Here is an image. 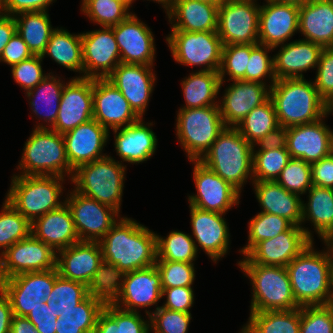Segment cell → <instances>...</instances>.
<instances>
[{"label": "cell", "mask_w": 333, "mask_h": 333, "mask_svg": "<svg viewBox=\"0 0 333 333\" xmlns=\"http://www.w3.org/2000/svg\"><path fill=\"white\" fill-rule=\"evenodd\" d=\"M265 84L234 80L226 89L220 114L226 127L238 125L255 107L260 106L270 98V89Z\"/></svg>", "instance_id": "26"}, {"label": "cell", "mask_w": 333, "mask_h": 333, "mask_svg": "<svg viewBox=\"0 0 333 333\" xmlns=\"http://www.w3.org/2000/svg\"><path fill=\"white\" fill-rule=\"evenodd\" d=\"M6 200L31 223L46 213L60 208L64 178L61 176L18 175L12 177Z\"/></svg>", "instance_id": "5"}, {"label": "cell", "mask_w": 333, "mask_h": 333, "mask_svg": "<svg viewBox=\"0 0 333 333\" xmlns=\"http://www.w3.org/2000/svg\"><path fill=\"white\" fill-rule=\"evenodd\" d=\"M63 87L64 84L60 82V79L57 80V78H55L54 76L51 77L50 74H48V76H46L35 88L26 92L27 96L30 99L32 98L30 101V105L31 107H33L32 110L36 115H40L41 117V115L43 114L39 111L40 109L38 105L40 101L41 103H43V106L48 109L45 110L46 113L44 111V118L46 119L45 122L48 121V123H50L52 127L56 122ZM33 98L36 99L34 100Z\"/></svg>", "instance_id": "44"}, {"label": "cell", "mask_w": 333, "mask_h": 333, "mask_svg": "<svg viewBox=\"0 0 333 333\" xmlns=\"http://www.w3.org/2000/svg\"><path fill=\"white\" fill-rule=\"evenodd\" d=\"M252 282L251 312L300 308L292 292L286 267L238 264Z\"/></svg>", "instance_id": "8"}, {"label": "cell", "mask_w": 333, "mask_h": 333, "mask_svg": "<svg viewBox=\"0 0 333 333\" xmlns=\"http://www.w3.org/2000/svg\"><path fill=\"white\" fill-rule=\"evenodd\" d=\"M13 310L9 298L0 289V333H10Z\"/></svg>", "instance_id": "65"}, {"label": "cell", "mask_w": 333, "mask_h": 333, "mask_svg": "<svg viewBox=\"0 0 333 333\" xmlns=\"http://www.w3.org/2000/svg\"><path fill=\"white\" fill-rule=\"evenodd\" d=\"M221 85L219 72L200 70L191 74L182 81L186 105L180 109L219 106L215 104L214 99L219 93Z\"/></svg>", "instance_id": "38"}, {"label": "cell", "mask_w": 333, "mask_h": 333, "mask_svg": "<svg viewBox=\"0 0 333 333\" xmlns=\"http://www.w3.org/2000/svg\"><path fill=\"white\" fill-rule=\"evenodd\" d=\"M114 129L115 148L123 161L140 163L148 160L155 152L157 138L140 118L137 122L124 126L117 134Z\"/></svg>", "instance_id": "34"}, {"label": "cell", "mask_w": 333, "mask_h": 333, "mask_svg": "<svg viewBox=\"0 0 333 333\" xmlns=\"http://www.w3.org/2000/svg\"><path fill=\"white\" fill-rule=\"evenodd\" d=\"M313 186L333 189V157L328 155L311 163Z\"/></svg>", "instance_id": "62"}, {"label": "cell", "mask_w": 333, "mask_h": 333, "mask_svg": "<svg viewBox=\"0 0 333 333\" xmlns=\"http://www.w3.org/2000/svg\"><path fill=\"white\" fill-rule=\"evenodd\" d=\"M31 222L22 216L7 200L0 213V248L6 251L17 241L31 235Z\"/></svg>", "instance_id": "49"}, {"label": "cell", "mask_w": 333, "mask_h": 333, "mask_svg": "<svg viewBox=\"0 0 333 333\" xmlns=\"http://www.w3.org/2000/svg\"><path fill=\"white\" fill-rule=\"evenodd\" d=\"M99 243L110 282L156 264V234L129 218L116 222Z\"/></svg>", "instance_id": "1"}, {"label": "cell", "mask_w": 333, "mask_h": 333, "mask_svg": "<svg viewBox=\"0 0 333 333\" xmlns=\"http://www.w3.org/2000/svg\"><path fill=\"white\" fill-rule=\"evenodd\" d=\"M301 307L292 310L250 312L246 333H300Z\"/></svg>", "instance_id": "40"}, {"label": "cell", "mask_w": 333, "mask_h": 333, "mask_svg": "<svg viewBox=\"0 0 333 333\" xmlns=\"http://www.w3.org/2000/svg\"><path fill=\"white\" fill-rule=\"evenodd\" d=\"M149 325L137 311L124 310L120 304L107 300L98 315L94 333H149Z\"/></svg>", "instance_id": "37"}, {"label": "cell", "mask_w": 333, "mask_h": 333, "mask_svg": "<svg viewBox=\"0 0 333 333\" xmlns=\"http://www.w3.org/2000/svg\"><path fill=\"white\" fill-rule=\"evenodd\" d=\"M31 225V234L57 251L80 241L66 203L35 219Z\"/></svg>", "instance_id": "29"}, {"label": "cell", "mask_w": 333, "mask_h": 333, "mask_svg": "<svg viewBox=\"0 0 333 333\" xmlns=\"http://www.w3.org/2000/svg\"><path fill=\"white\" fill-rule=\"evenodd\" d=\"M166 294L167 300L161 307L171 311L190 313L189 308L194 301L192 287L162 288V296Z\"/></svg>", "instance_id": "58"}, {"label": "cell", "mask_w": 333, "mask_h": 333, "mask_svg": "<svg viewBox=\"0 0 333 333\" xmlns=\"http://www.w3.org/2000/svg\"><path fill=\"white\" fill-rule=\"evenodd\" d=\"M313 241L286 266L297 304L326 305L329 298L333 252L313 251Z\"/></svg>", "instance_id": "3"}, {"label": "cell", "mask_w": 333, "mask_h": 333, "mask_svg": "<svg viewBox=\"0 0 333 333\" xmlns=\"http://www.w3.org/2000/svg\"><path fill=\"white\" fill-rule=\"evenodd\" d=\"M278 2H284V3H291V4H296V5H302L310 0H274Z\"/></svg>", "instance_id": "68"}, {"label": "cell", "mask_w": 333, "mask_h": 333, "mask_svg": "<svg viewBox=\"0 0 333 333\" xmlns=\"http://www.w3.org/2000/svg\"><path fill=\"white\" fill-rule=\"evenodd\" d=\"M253 147L235 127H226L200 162L240 192L253 177Z\"/></svg>", "instance_id": "4"}, {"label": "cell", "mask_w": 333, "mask_h": 333, "mask_svg": "<svg viewBox=\"0 0 333 333\" xmlns=\"http://www.w3.org/2000/svg\"><path fill=\"white\" fill-rule=\"evenodd\" d=\"M299 30L323 48L333 47V0H310L299 6Z\"/></svg>", "instance_id": "32"}, {"label": "cell", "mask_w": 333, "mask_h": 333, "mask_svg": "<svg viewBox=\"0 0 333 333\" xmlns=\"http://www.w3.org/2000/svg\"><path fill=\"white\" fill-rule=\"evenodd\" d=\"M171 32L166 41L175 61L190 66L206 65L201 71H219L223 44L217 31Z\"/></svg>", "instance_id": "12"}, {"label": "cell", "mask_w": 333, "mask_h": 333, "mask_svg": "<svg viewBox=\"0 0 333 333\" xmlns=\"http://www.w3.org/2000/svg\"><path fill=\"white\" fill-rule=\"evenodd\" d=\"M197 247L191 236L180 231L170 232L166 239L156 235L157 260L192 263Z\"/></svg>", "instance_id": "45"}, {"label": "cell", "mask_w": 333, "mask_h": 333, "mask_svg": "<svg viewBox=\"0 0 333 333\" xmlns=\"http://www.w3.org/2000/svg\"><path fill=\"white\" fill-rule=\"evenodd\" d=\"M58 253L59 275L84 283L93 291L109 292L111 282L104 267L99 241H79Z\"/></svg>", "instance_id": "9"}, {"label": "cell", "mask_w": 333, "mask_h": 333, "mask_svg": "<svg viewBox=\"0 0 333 333\" xmlns=\"http://www.w3.org/2000/svg\"><path fill=\"white\" fill-rule=\"evenodd\" d=\"M260 6L254 0H226L219 5L217 33L223 45L259 44Z\"/></svg>", "instance_id": "13"}, {"label": "cell", "mask_w": 333, "mask_h": 333, "mask_svg": "<svg viewBox=\"0 0 333 333\" xmlns=\"http://www.w3.org/2000/svg\"><path fill=\"white\" fill-rule=\"evenodd\" d=\"M260 6L259 44L276 48L299 31V5L267 0Z\"/></svg>", "instance_id": "23"}, {"label": "cell", "mask_w": 333, "mask_h": 333, "mask_svg": "<svg viewBox=\"0 0 333 333\" xmlns=\"http://www.w3.org/2000/svg\"><path fill=\"white\" fill-rule=\"evenodd\" d=\"M251 44L223 45L219 78L223 84L225 72L231 77L229 80H241L245 76L250 59Z\"/></svg>", "instance_id": "50"}, {"label": "cell", "mask_w": 333, "mask_h": 333, "mask_svg": "<svg viewBox=\"0 0 333 333\" xmlns=\"http://www.w3.org/2000/svg\"><path fill=\"white\" fill-rule=\"evenodd\" d=\"M41 55H33L30 58L12 66V75L15 81L26 92L35 88L46 76L41 67Z\"/></svg>", "instance_id": "56"}, {"label": "cell", "mask_w": 333, "mask_h": 333, "mask_svg": "<svg viewBox=\"0 0 333 333\" xmlns=\"http://www.w3.org/2000/svg\"><path fill=\"white\" fill-rule=\"evenodd\" d=\"M256 144L261 148L259 150H272L276 148L287 147V127L278 126L276 129L270 131L263 136Z\"/></svg>", "instance_id": "63"}, {"label": "cell", "mask_w": 333, "mask_h": 333, "mask_svg": "<svg viewBox=\"0 0 333 333\" xmlns=\"http://www.w3.org/2000/svg\"><path fill=\"white\" fill-rule=\"evenodd\" d=\"M93 290L84 283L66 279L58 275L53 290L46 299V303L59 316L60 312L68 311L86 299Z\"/></svg>", "instance_id": "43"}, {"label": "cell", "mask_w": 333, "mask_h": 333, "mask_svg": "<svg viewBox=\"0 0 333 333\" xmlns=\"http://www.w3.org/2000/svg\"><path fill=\"white\" fill-rule=\"evenodd\" d=\"M34 54L30 51L27 44L23 41L20 35L16 32L4 47L0 56V61L7 63L10 66L18 64L26 60Z\"/></svg>", "instance_id": "60"}, {"label": "cell", "mask_w": 333, "mask_h": 333, "mask_svg": "<svg viewBox=\"0 0 333 333\" xmlns=\"http://www.w3.org/2000/svg\"><path fill=\"white\" fill-rule=\"evenodd\" d=\"M93 119V79L76 77L64 85L51 130L64 134Z\"/></svg>", "instance_id": "19"}, {"label": "cell", "mask_w": 333, "mask_h": 333, "mask_svg": "<svg viewBox=\"0 0 333 333\" xmlns=\"http://www.w3.org/2000/svg\"><path fill=\"white\" fill-rule=\"evenodd\" d=\"M200 1H205L209 3H214L220 5L224 0H200Z\"/></svg>", "instance_id": "73"}, {"label": "cell", "mask_w": 333, "mask_h": 333, "mask_svg": "<svg viewBox=\"0 0 333 333\" xmlns=\"http://www.w3.org/2000/svg\"><path fill=\"white\" fill-rule=\"evenodd\" d=\"M269 89L280 126L309 124L327 116L326 102L313 82L304 78L278 79Z\"/></svg>", "instance_id": "2"}, {"label": "cell", "mask_w": 333, "mask_h": 333, "mask_svg": "<svg viewBox=\"0 0 333 333\" xmlns=\"http://www.w3.org/2000/svg\"><path fill=\"white\" fill-rule=\"evenodd\" d=\"M58 275V269L54 268L0 280V289L9 298L13 315L26 317L39 302L46 301Z\"/></svg>", "instance_id": "14"}, {"label": "cell", "mask_w": 333, "mask_h": 333, "mask_svg": "<svg viewBox=\"0 0 333 333\" xmlns=\"http://www.w3.org/2000/svg\"><path fill=\"white\" fill-rule=\"evenodd\" d=\"M10 333H39L27 317L13 315Z\"/></svg>", "instance_id": "66"}, {"label": "cell", "mask_w": 333, "mask_h": 333, "mask_svg": "<svg viewBox=\"0 0 333 333\" xmlns=\"http://www.w3.org/2000/svg\"><path fill=\"white\" fill-rule=\"evenodd\" d=\"M153 1H158L159 3H162L163 7L168 11L174 0H153Z\"/></svg>", "instance_id": "69"}, {"label": "cell", "mask_w": 333, "mask_h": 333, "mask_svg": "<svg viewBox=\"0 0 333 333\" xmlns=\"http://www.w3.org/2000/svg\"><path fill=\"white\" fill-rule=\"evenodd\" d=\"M162 297L161 275L156 265L120 275L111 282L108 292L111 303L121 302L124 310L135 312L136 307L148 308Z\"/></svg>", "instance_id": "11"}, {"label": "cell", "mask_w": 333, "mask_h": 333, "mask_svg": "<svg viewBox=\"0 0 333 333\" xmlns=\"http://www.w3.org/2000/svg\"><path fill=\"white\" fill-rule=\"evenodd\" d=\"M51 2L53 0H0V9L5 15L15 16L23 12L47 11Z\"/></svg>", "instance_id": "61"}, {"label": "cell", "mask_w": 333, "mask_h": 333, "mask_svg": "<svg viewBox=\"0 0 333 333\" xmlns=\"http://www.w3.org/2000/svg\"><path fill=\"white\" fill-rule=\"evenodd\" d=\"M152 66L119 63L106 78L129 102L134 112L142 118L150 94L153 91L155 76Z\"/></svg>", "instance_id": "24"}, {"label": "cell", "mask_w": 333, "mask_h": 333, "mask_svg": "<svg viewBox=\"0 0 333 333\" xmlns=\"http://www.w3.org/2000/svg\"><path fill=\"white\" fill-rule=\"evenodd\" d=\"M71 176L75 191L120 210L125 166L107 155L78 166Z\"/></svg>", "instance_id": "6"}, {"label": "cell", "mask_w": 333, "mask_h": 333, "mask_svg": "<svg viewBox=\"0 0 333 333\" xmlns=\"http://www.w3.org/2000/svg\"><path fill=\"white\" fill-rule=\"evenodd\" d=\"M57 251L32 234L10 246L0 256V280L26 272L57 268Z\"/></svg>", "instance_id": "15"}, {"label": "cell", "mask_w": 333, "mask_h": 333, "mask_svg": "<svg viewBox=\"0 0 333 333\" xmlns=\"http://www.w3.org/2000/svg\"><path fill=\"white\" fill-rule=\"evenodd\" d=\"M65 203L69 207L80 241H100L116 223L118 211L113 207L71 192Z\"/></svg>", "instance_id": "17"}, {"label": "cell", "mask_w": 333, "mask_h": 333, "mask_svg": "<svg viewBox=\"0 0 333 333\" xmlns=\"http://www.w3.org/2000/svg\"><path fill=\"white\" fill-rule=\"evenodd\" d=\"M162 288L191 287L195 278L193 263L156 260Z\"/></svg>", "instance_id": "52"}, {"label": "cell", "mask_w": 333, "mask_h": 333, "mask_svg": "<svg viewBox=\"0 0 333 333\" xmlns=\"http://www.w3.org/2000/svg\"><path fill=\"white\" fill-rule=\"evenodd\" d=\"M325 243L327 244V246H330L332 252H333V238H328Z\"/></svg>", "instance_id": "72"}, {"label": "cell", "mask_w": 333, "mask_h": 333, "mask_svg": "<svg viewBox=\"0 0 333 333\" xmlns=\"http://www.w3.org/2000/svg\"><path fill=\"white\" fill-rule=\"evenodd\" d=\"M329 290L330 291H329L328 305H331L333 307V266L330 272Z\"/></svg>", "instance_id": "67"}, {"label": "cell", "mask_w": 333, "mask_h": 333, "mask_svg": "<svg viewBox=\"0 0 333 333\" xmlns=\"http://www.w3.org/2000/svg\"><path fill=\"white\" fill-rule=\"evenodd\" d=\"M193 235L199 246L213 261L228 250L229 230L221 213L199 209L190 205Z\"/></svg>", "instance_id": "28"}, {"label": "cell", "mask_w": 333, "mask_h": 333, "mask_svg": "<svg viewBox=\"0 0 333 333\" xmlns=\"http://www.w3.org/2000/svg\"><path fill=\"white\" fill-rule=\"evenodd\" d=\"M107 300L108 293L93 291L73 309L60 312L55 333H94L98 315Z\"/></svg>", "instance_id": "35"}, {"label": "cell", "mask_w": 333, "mask_h": 333, "mask_svg": "<svg viewBox=\"0 0 333 333\" xmlns=\"http://www.w3.org/2000/svg\"><path fill=\"white\" fill-rule=\"evenodd\" d=\"M16 33L14 16L2 14L0 16V56L4 47Z\"/></svg>", "instance_id": "64"}, {"label": "cell", "mask_w": 333, "mask_h": 333, "mask_svg": "<svg viewBox=\"0 0 333 333\" xmlns=\"http://www.w3.org/2000/svg\"><path fill=\"white\" fill-rule=\"evenodd\" d=\"M300 333H333L331 305L301 306Z\"/></svg>", "instance_id": "53"}, {"label": "cell", "mask_w": 333, "mask_h": 333, "mask_svg": "<svg viewBox=\"0 0 333 333\" xmlns=\"http://www.w3.org/2000/svg\"><path fill=\"white\" fill-rule=\"evenodd\" d=\"M82 11L101 27H112L125 20L131 2L129 0H82Z\"/></svg>", "instance_id": "46"}, {"label": "cell", "mask_w": 333, "mask_h": 333, "mask_svg": "<svg viewBox=\"0 0 333 333\" xmlns=\"http://www.w3.org/2000/svg\"><path fill=\"white\" fill-rule=\"evenodd\" d=\"M268 49V50H267ZM274 48L261 44H251L250 59L247 64L245 76L241 80L264 84L261 80L269 75L272 85L276 81L274 73V61L268 57L267 52Z\"/></svg>", "instance_id": "54"}, {"label": "cell", "mask_w": 333, "mask_h": 333, "mask_svg": "<svg viewBox=\"0 0 333 333\" xmlns=\"http://www.w3.org/2000/svg\"><path fill=\"white\" fill-rule=\"evenodd\" d=\"M331 132L322 119L288 127L286 148L292 159H301L311 164L330 155Z\"/></svg>", "instance_id": "27"}, {"label": "cell", "mask_w": 333, "mask_h": 333, "mask_svg": "<svg viewBox=\"0 0 333 333\" xmlns=\"http://www.w3.org/2000/svg\"><path fill=\"white\" fill-rule=\"evenodd\" d=\"M93 119L109 131L137 122L140 117L107 79H93Z\"/></svg>", "instance_id": "22"}, {"label": "cell", "mask_w": 333, "mask_h": 333, "mask_svg": "<svg viewBox=\"0 0 333 333\" xmlns=\"http://www.w3.org/2000/svg\"><path fill=\"white\" fill-rule=\"evenodd\" d=\"M81 42L85 73L81 77L106 79L121 63L120 51L111 27L82 33Z\"/></svg>", "instance_id": "18"}, {"label": "cell", "mask_w": 333, "mask_h": 333, "mask_svg": "<svg viewBox=\"0 0 333 333\" xmlns=\"http://www.w3.org/2000/svg\"><path fill=\"white\" fill-rule=\"evenodd\" d=\"M120 51L121 63L153 66L154 37L151 30L130 14L118 25L111 27Z\"/></svg>", "instance_id": "21"}, {"label": "cell", "mask_w": 333, "mask_h": 333, "mask_svg": "<svg viewBox=\"0 0 333 333\" xmlns=\"http://www.w3.org/2000/svg\"><path fill=\"white\" fill-rule=\"evenodd\" d=\"M309 202L302 203V222L312 221L319 236L326 241L333 234V189L311 186Z\"/></svg>", "instance_id": "36"}, {"label": "cell", "mask_w": 333, "mask_h": 333, "mask_svg": "<svg viewBox=\"0 0 333 333\" xmlns=\"http://www.w3.org/2000/svg\"><path fill=\"white\" fill-rule=\"evenodd\" d=\"M279 125L272 100L269 98L260 106L251 110L235 128L253 146L263 136Z\"/></svg>", "instance_id": "42"}, {"label": "cell", "mask_w": 333, "mask_h": 333, "mask_svg": "<svg viewBox=\"0 0 333 333\" xmlns=\"http://www.w3.org/2000/svg\"><path fill=\"white\" fill-rule=\"evenodd\" d=\"M48 11L23 12L14 16L16 32L34 55H42L55 29L50 24Z\"/></svg>", "instance_id": "39"}, {"label": "cell", "mask_w": 333, "mask_h": 333, "mask_svg": "<svg viewBox=\"0 0 333 333\" xmlns=\"http://www.w3.org/2000/svg\"><path fill=\"white\" fill-rule=\"evenodd\" d=\"M176 131L190 161H200L226 128L219 106L179 109Z\"/></svg>", "instance_id": "10"}, {"label": "cell", "mask_w": 333, "mask_h": 333, "mask_svg": "<svg viewBox=\"0 0 333 333\" xmlns=\"http://www.w3.org/2000/svg\"><path fill=\"white\" fill-rule=\"evenodd\" d=\"M290 160L287 148L258 150L255 153L253 147V182L276 181Z\"/></svg>", "instance_id": "48"}, {"label": "cell", "mask_w": 333, "mask_h": 333, "mask_svg": "<svg viewBox=\"0 0 333 333\" xmlns=\"http://www.w3.org/2000/svg\"><path fill=\"white\" fill-rule=\"evenodd\" d=\"M219 5L200 0H174L167 11L169 21L176 18L172 31H217Z\"/></svg>", "instance_id": "31"}, {"label": "cell", "mask_w": 333, "mask_h": 333, "mask_svg": "<svg viewBox=\"0 0 333 333\" xmlns=\"http://www.w3.org/2000/svg\"><path fill=\"white\" fill-rule=\"evenodd\" d=\"M317 67L314 84L320 97L328 102L333 97V47L323 49Z\"/></svg>", "instance_id": "57"}, {"label": "cell", "mask_w": 333, "mask_h": 333, "mask_svg": "<svg viewBox=\"0 0 333 333\" xmlns=\"http://www.w3.org/2000/svg\"><path fill=\"white\" fill-rule=\"evenodd\" d=\"M195 163L193 176L197 195L189 196L191 206L202 210L225 214L235 204H239L240 193L229 182L200 161Z\"/></svg>", "instance_id": "20"}, {"label": "cell", "mask_w": 333, "mask_h": 333, "mask_svg": "<svg viewBox=\"0 0 333 333\" xmlns=\"http://www.w3.org/2000/svg\"><path fill=\"white\" fill-rule=\"evenodd\" d=\"M150 318V329L154 333H187L191 313L171 311L157 307L152 314L146 311Z\"/></svg>", "instance_id": "55"}, {"label": "cell", "mask_w": 333, "mask_h": 333, "mask_svg": "<svg viewBox=\"0 0 333 333\" xmlns=\"http://www.w3.org/2000/svg\"><path fill=\"white\" fill-rule=\"evenodd\" d=\"M19 169L20 175L61 176L63 172L74 173L70 166L65 149L63 134L57 133L46 126H36L25 143Z\"/></svg>", "instance_id": "7"}, {"label": "cell", "mask_w": 333, "mask_h": 333, "mask_svg": "<svg viewBox=\"0 0 333 333\" xmlns=\"http://www.w3.org/2000/svg\"><path fill=\"white\" fill-rule=\"evenodd\" d=\"M333 111V97L326 102V114H329Z\"/></svg>", "instance_id": "70"}, {"label": "cell", "mask_w": 333, "mask_h": 333, "mask_svg": "<svg viewBox=\"0 0 333 333\" xmlns=\"http://www.w3.org/2000/svg\"><path fill=\"white\" fill-rule=\"evenodd\" d=\"M47 53L67 69L83 72L81 34L72 35L64 29H55L41 55L42 58Z\"/></svg>", "instance_id": "41"}, {"label": "cell", "mask_w": 333, "mask_h": 333, "mask_svg": "<svg viewBox=\"0 0 333 333\" xmlns=\"http://www.w3.org/2000/svg\"><path fill=\"white\" fill-rule=\"evenodd\" d=\"M55 312L48 307L46 301L39 302L26 316L32 322L39 333H55L56 321Z\"/></svg>", "instance_id": "59"}, {"label": "cell", "mask_w": 333, "mask_h": 333, "mask_svg": "<svg viewBox=\"0 0 333 333\" xmlns=\"http://www.w3.org/2000/svg\"><path fill=\"white\" fill-rule=\"evenodd\" d=\"M255 193L263 211L289 220L293 225L302 223V201L300 196L287 191L276 181L253 182Z\"/></svg>", "instance_id": "33"}, {"label": "cell", "mask_w": 333, "mask_h": 333, "mask_svg": "<svg viewBox=\"0 0 333 333\" xmlns=\"http://www.w3.org/2000/svg\"><path fill=\"white\" fill-rule=\"evenodd\" d=\"M330 155L333 157V132L330 135Z\"/></svg>", "instance_id": "71"}, {"label": "cell", "mask_w": 333, "mask_h": 333, "mask_svg": "<svg viewBox=\"0 0 333 333\" xmlns=\"http://www.w3.org/2000/svg\"><path fill=\"white\" fill-rule=\"evenodd\" d=\"M323 49L303 39L282 45L273 57L276 80L304 78L303 71L318 66Z\"/></svg>", "instance_id": "30"}, {"label": "cell", "mask_w": 333, "mask_h": 333, "mask_svg": "<svg viewBox=\"0 0 333 333\" xmlns=\"http://www.w3.org/2000/svg\"><path fill=\"white\" fill-rule=\"evenodd\" d=\"M312 241L307 229L292 225L276 237L259 242L238 264L286 267Z\"/></svg>", "instance_id": "16"}, {"label": "cell", "mask_w": 333, "mask_h": 333, "mask_svg": "<svg viewBox=\"0 0 333 333\" xmlns=\"http://www.w3.org/2000/svg\"><path fill=\"white\" fill-rule=\"evenodd\" d=\"M276 182L284 189L295 194H304L311 188V164L301 159H292L281 171Z\"/></svg>", "instance_id": "51"}, {"label": "cell", "mask_w": 333, "mask_h": 333, "mask_svg": "<svg viewBox=\"0 0 333 333\" xmlns=\"http://www.w3.org/2000/svg\"><path fill=\"white\" fill-rule=\"evenodd\" d=\"M109 131L92 119L63 134L66 156L70 166H78L105 157L100 155Z\"/></svg>", "instance_id": "25"}, {"label": "cell", "mask_w": 333, "mask_h": 333, "mask_svg": "<svg viewBox=\"0 0 333 333\" xmlns=\"http://www.w3.org/2000/svg\"><path fill=\"white\" fill-rule=\"evenodd\" d=\"M293 224L286 218L260 212L249 222V242L241 252L246 256L259 242L274 238Z\"/></svg>", "instance_id": "47"}]
</instances>
